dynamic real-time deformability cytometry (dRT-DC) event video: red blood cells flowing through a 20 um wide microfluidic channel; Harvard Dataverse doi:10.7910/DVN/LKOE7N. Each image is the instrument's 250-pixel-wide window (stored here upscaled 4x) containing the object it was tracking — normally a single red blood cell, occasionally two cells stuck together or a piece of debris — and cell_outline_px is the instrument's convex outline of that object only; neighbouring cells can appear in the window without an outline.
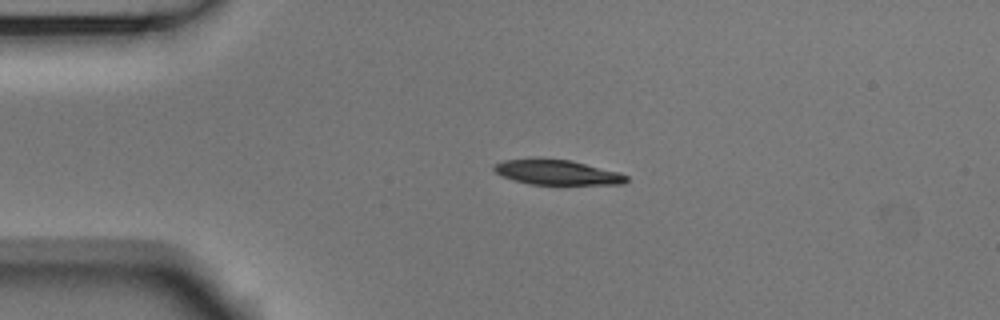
{"species": "Egyptian fruit bat (a non-hibernating species)", "species_latin": "Rousettus aegyptiacus", "temperature_condition": "room temperature", "stored_images_in_passage": 43, "camera_frame_rate_fps": 3000, "um_per_image_px": 0.085, "animal": {"sex": "male"}, "frame": {"image": 1, "passage_image": 1, "time_ms": 0.0, "image_size_px": [1000, 320], "cell_outline_px": [[628, 180], [624, 184], [532, 184], [512, 180], [496, 172], [492, 168], [496, 164], [504, 160], [536, 156], [568, 160], [620, 172], [628, 176]], "centroid_in_image_um": [47.32, 14.62], "position_along_channel_um": 37.7, "area_um2": 19.48}}
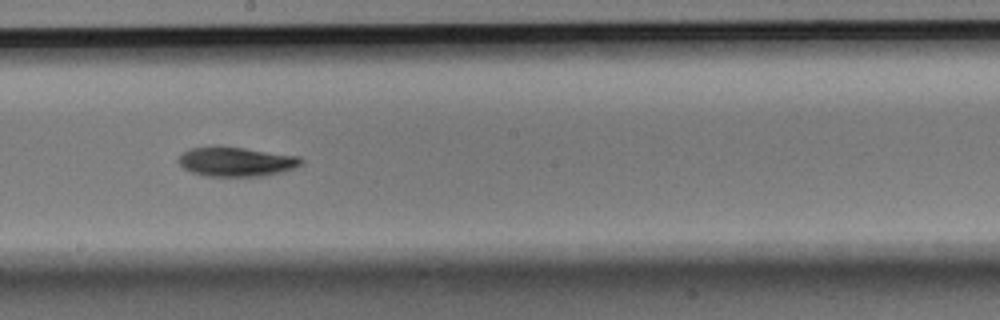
{"frame": {"image": 2, "passage_image": 19, "time_ms": 6.0, "image_size_px": [1000, 320], "cell_outline_px": [[304, 164], [296, 168], [284, 172], [260, 176], [208, 176], [192, 172], [184, 168], [176, 160], [188, 148], [212, 144], [220, 144], [300, 156], [304, 160]], "centroid_in_image_um": [20.1, 13.7], "position_along_channel_um": 228.1, "area_um2": 21.79}}
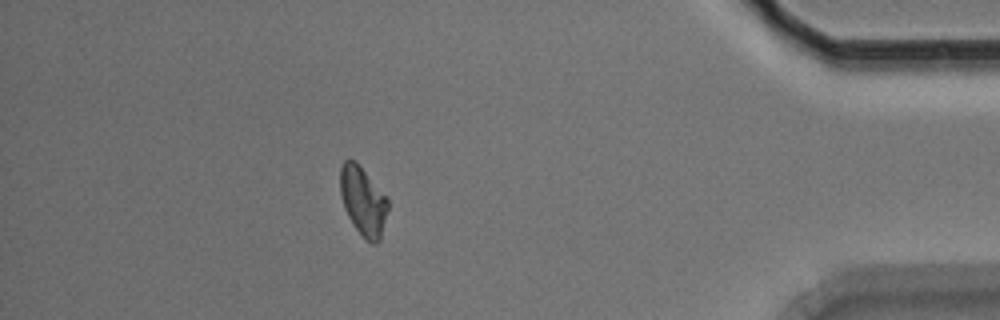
{"frame": {"image": 3, "passage_image": 37, "time_ms": 12.0, "image_size_px": [1000, 320], "cell_outline_px": [[388, 208], [380, 240], [376, 244], [372, 244], [356, 228], [348, 216], [344, 208], [340, 192], [340, 168], [344, 160], [356, 160], [388, 200]], "centroid_in_image_um": [30.84, 17.07], "position_along_channel_um": 404.4, "area_um2": 18.79}, "authors_computed_cell_mechanics": {"area_um2": 20.1722, "velocity_mm_per_s": 3.6887, "shape_relaxation_time_tau1_ms": 5.0618, "shape_relaxation_time_tau2_ms": null, "deformation_change_tau1": 0.1237, "deformation_change_tau2": null}}